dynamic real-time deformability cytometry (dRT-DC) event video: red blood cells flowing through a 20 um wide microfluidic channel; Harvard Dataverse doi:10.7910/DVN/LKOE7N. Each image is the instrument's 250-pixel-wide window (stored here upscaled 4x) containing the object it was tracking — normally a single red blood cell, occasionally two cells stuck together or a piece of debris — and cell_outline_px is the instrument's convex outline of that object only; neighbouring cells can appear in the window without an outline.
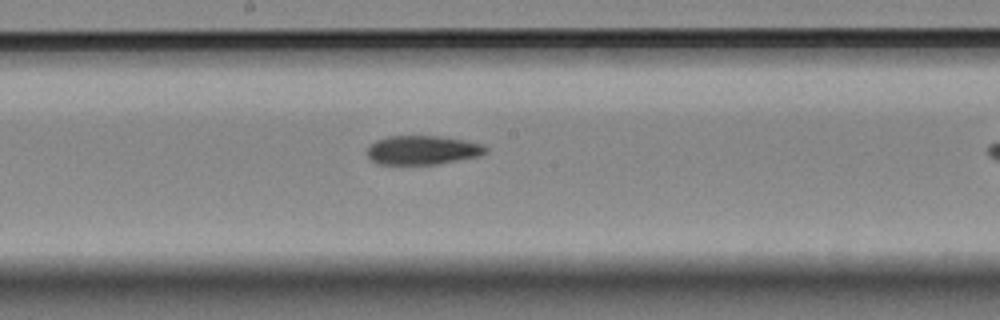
{"species": "Egyptian fruit bat (a non-hibernating species)", "species_latin": "Rousettus aegyptiacus", "temperature_condition": "room temperature", "stored_images_in_passage": 9, "camera_frame_rate_fps": 3000, "um_per_image_px": 0.085, "animal": {"sex": "female"}, "frame": {"image": 1, "passage_image": 8, "time_ms": 9.0, "image_size_px": [1000, 320], "cell_outline_px": [[488, 152], [480, 156], [436, 164], [376, 164], [364, 152], [368, 144], [376, 140], [388, 136], [440, 136], [464, 140], [484, 144], [488, 148]], "centroid_in_image_um": [35.89, 12.75], "position_along_channel_um": 212.3, "area_um2": 20.35}}